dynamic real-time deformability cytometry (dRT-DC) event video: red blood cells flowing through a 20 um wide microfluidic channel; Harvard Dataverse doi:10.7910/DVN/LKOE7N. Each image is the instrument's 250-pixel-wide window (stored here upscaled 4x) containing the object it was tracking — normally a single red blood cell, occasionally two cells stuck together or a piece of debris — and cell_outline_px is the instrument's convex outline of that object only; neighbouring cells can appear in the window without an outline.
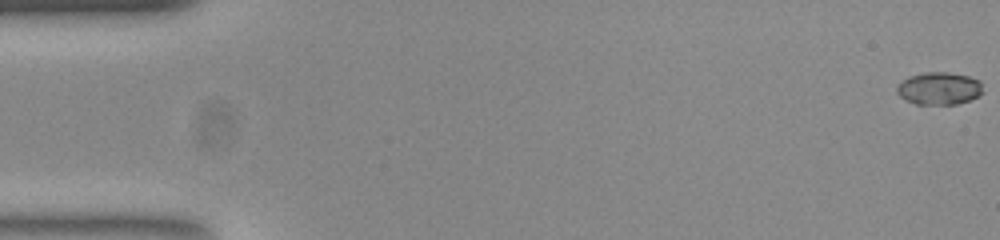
{"species": "common noctule bat (a hibernating species)", "species_latin": "Nyctalus noctula", "temperature_condition": "room temperature", "stored_images_in_passage": 44, "camera_frame_rate_fps": 3000, "um_per_image_px": 0.085, "animal": {"sex": "female", "body_mass_g": 23.0, "forearm_length_mm": 53.4}, "frame": {"image": 1, "passage_image": 1, "time_ms": 0.0, "image_size_px": [1000, 240], "cell_outline_px": [[984, 92], [968, 100], [956, 104], [916, 104], [900, 96], [896, 92], [896, 88], [900, 80], [908, 76], [924, 72], [948, 72], [968, 76], [980, 80]], "centroid_in_image_um": [79.8, 7.5], "position_along_channel_um": 5.2, "area_um2": 16.36}}
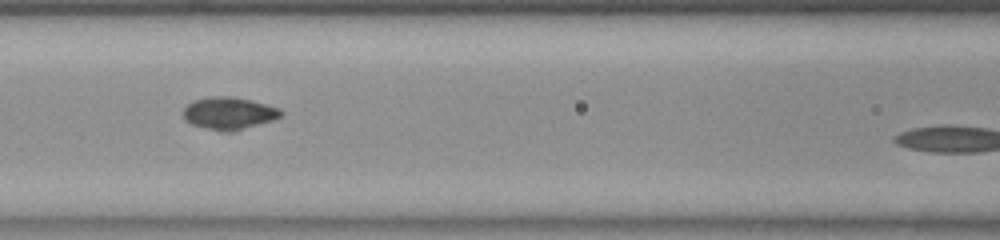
{"frame": {"image": 2, "passage_image": 24, "time_ms": 7.667, "image_size_px": [1000, 240], "cell_outline_px": [[284, 116], [272, 120], [232, 132], [220, 132], [192, 124], [184, 120], [184, 108], [192, 100], [212, 96], [232, 96], [252, 100], [280, 108], [284, 112]], "centroid_in_image_um": [19.48, 9.62], "position_along_channel_um": 147.1, "area_um2": 18.61}}
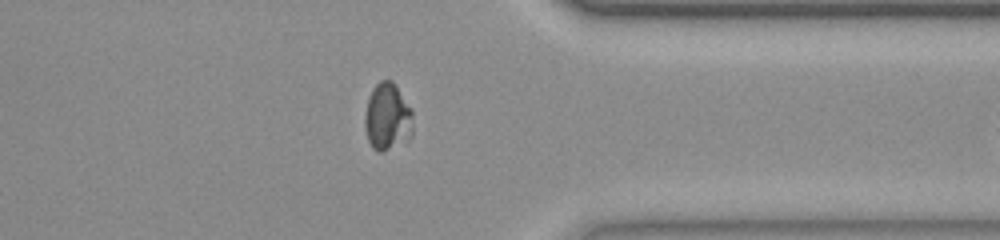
{"frame": {"image": 3, "passage_image": 43, "time_ms": 14.0, "image_size_px": [1000, 240], "cell_outline_px": [[412, 136], [408, 140], [380, 152], [372, 148], [368, 140], [364, 128], [364, 116], [368, 100], [372, 88], [380, 80], [392, 80], [396, 84], [412, 108]], "centroid_in_image_um": [32.94, 9.91], "position_along_channel_um": 378.5, "area_um2": 19.13}}